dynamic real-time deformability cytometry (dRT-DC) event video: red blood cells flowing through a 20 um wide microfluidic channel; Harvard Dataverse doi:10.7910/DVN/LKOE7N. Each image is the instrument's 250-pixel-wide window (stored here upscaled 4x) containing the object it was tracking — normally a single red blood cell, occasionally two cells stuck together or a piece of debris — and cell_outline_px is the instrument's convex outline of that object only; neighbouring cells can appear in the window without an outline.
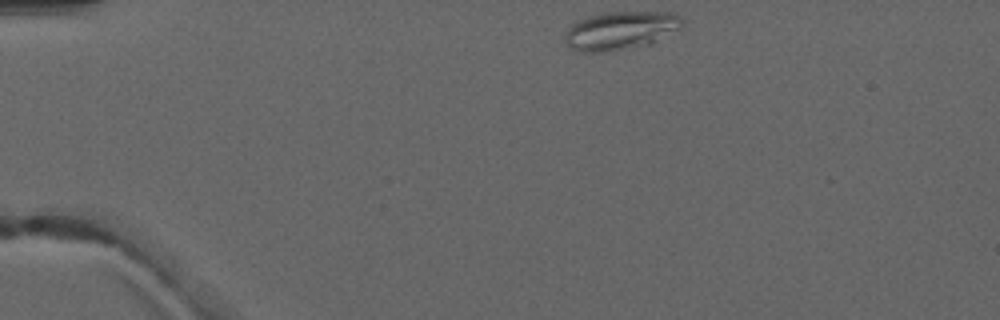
{"species": "common noctule bat (a hibernating species)", "species_latin": "Nyctalus noctula", "temperature_condition": "warm", "stored_images_in_passage": 3, "camera_frame_rate_fps": 3000, "um_per_image_px": 0.085, "animal": {"sex": "male", "forearm_length_mm": 52.5}, "frame": {"image": 1, "passage_image": 1, "time_ms": 0.0, "image_size_px": [1000, 320], "cell_outline_px": [[684, 24], [680, 28], [652, 44], [600, 52], [580, 52], [572, 48], [564, 40], [564, 32], [572, 24], [588, 16], [604, 12], [672, 12], [680, 16], [684, 20]], "centroid_in_image_um": [52.76, 2.58], "position_along_channel_um": 32.2, "area_um2": 26.24}}